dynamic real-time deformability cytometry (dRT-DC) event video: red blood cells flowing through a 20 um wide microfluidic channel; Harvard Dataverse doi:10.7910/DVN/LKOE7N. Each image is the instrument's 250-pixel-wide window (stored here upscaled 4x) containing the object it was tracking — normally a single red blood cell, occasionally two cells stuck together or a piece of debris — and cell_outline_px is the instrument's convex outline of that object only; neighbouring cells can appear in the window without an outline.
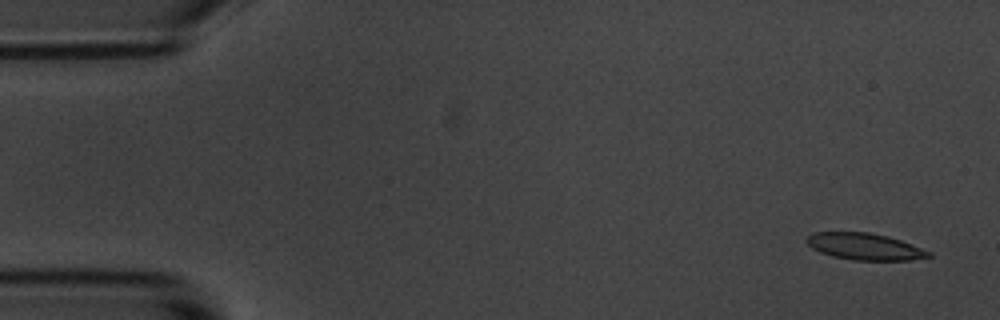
{"species": "common noctule bat (a hibernating species)", "species_latin": "Nyctalus noctula", "temperature_condition": "room temperature", "stored_images_in_passage": 4, "camera_frame_rate_fps": 3000, "um_per_image_px": 0.085, "animal": {"sex": "male", "body_mass_g": 20.1, "forearm_length_mm": 53.5}, "frame": {"image": 1, "passage_image": 1, "time_ms": 0.0, "image_size_px": [1000, 320], "cell_outline_px": [[932, 256], [908, 260], [852, 260], [832, 256], [820, 252], [812, 248], [804, 240], [812, 232], [868, 232], [888, 236], [900, 240], [932, 252]], "centroid_in_image_um": [73.47, 20.95], "position_along_channel_um": 11.5, "area_um2": 18.96}}
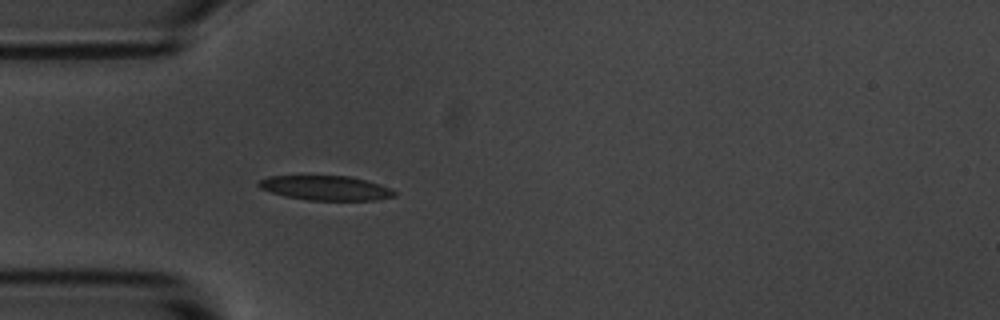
{"frame": {"image": 2, "passage_image": 4, "time_ms": 4.333, "image_size_px": [1000, 320], "cell_outline_px": [[396, 196], [376, 200], [308, 200], [284, 196], [260, 188], [256, 184], [256, 180], [268, 176], [348, 176], [380, 184], [396, 192]], "centroid_in_image_um": [27.63, 15.98], "position_along_channel_um": 57.4, "area_um2": 19.36}}